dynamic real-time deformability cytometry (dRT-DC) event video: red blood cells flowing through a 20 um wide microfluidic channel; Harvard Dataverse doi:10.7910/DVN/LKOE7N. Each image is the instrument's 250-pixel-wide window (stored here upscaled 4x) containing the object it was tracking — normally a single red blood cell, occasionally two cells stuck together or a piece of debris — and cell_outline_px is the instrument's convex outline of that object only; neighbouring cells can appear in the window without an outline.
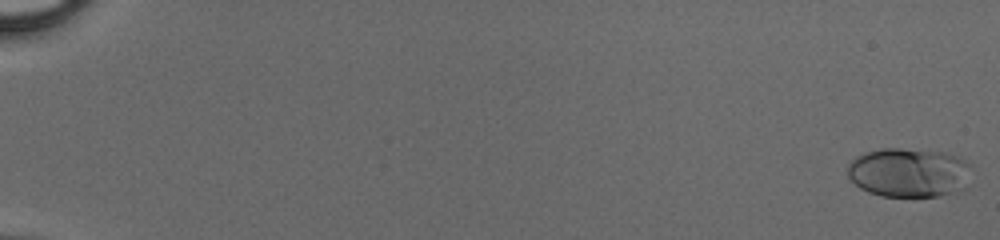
{"species": "human", "species_latin": "Homo sapiens", "temperature_condition": "cold", "stored_images_in_passage": 50, "camera_frame_rate_fps": 3000, "um_per_image_px": 0.085, "donor": {"sex": "male"}, "frame": {"image": 1, "passage_image": 1, "time_ms": 0.0, "image_size_px": [1000, 240], "cell_outline_px": [[972, 164], [964, 188], [956, 192], [936, 196], [880, 196], [868, 192], [860, 188], [848, 176], [848, 164], [856, 156], [864, 152], [880, 148], [900, 148], [944, 152], [956, 156]], "centroid_in_image_um": [77.24, 14.66], "position_along_channel_um": 7.8, "area_um2": 35.66}}
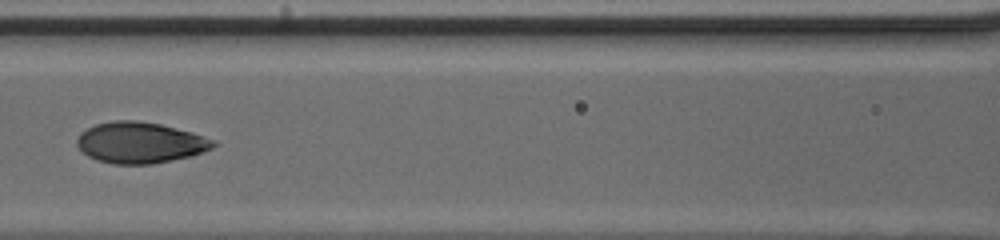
{"frame": {"image": 2, "passage_image": 26, "time_ms": 8.333, "image_size_px": [1000, 240], "cell_outline_px": [[220, 144], [212, 148], [192, 156], [152, 164], [112, 164], [96, 160], [88, 156], [76, 144], [76, 140], [80, 132], [96, 124], [112, 120], [136, 120], [160, 124], [192, 132], [216, 140]], "centroid_in_image_um": [11.93, 12.12], "position_along_channel_um": 154.7, "area_um2": 32.83}}
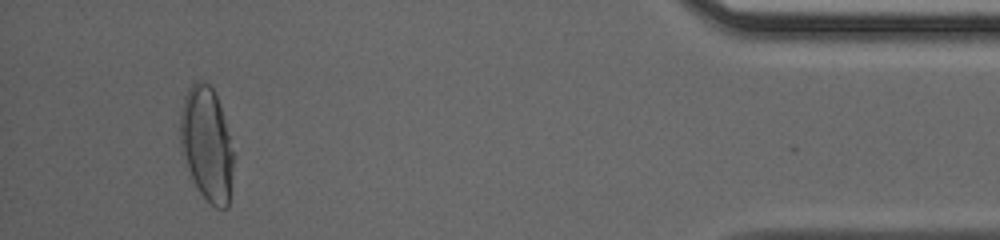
{"frame": {"image": 3, "passage_image": 48, "time_ms": 15.667, "image_size_px": [1000, 240], "cell_outline_px": [[232, 168], [228, 208], [216, 208], [200, 192], [192, 176], [180, 144], [180, 116], [184, 96], [188, 88], [196, 80], [204, 80], [212, 88], [216, 96], [224, 120], [232, 152]], "centroid_in_image_um": [17.55, 12.2], "position_along_channel_um": 417.7, "area_um2": 34.28}}